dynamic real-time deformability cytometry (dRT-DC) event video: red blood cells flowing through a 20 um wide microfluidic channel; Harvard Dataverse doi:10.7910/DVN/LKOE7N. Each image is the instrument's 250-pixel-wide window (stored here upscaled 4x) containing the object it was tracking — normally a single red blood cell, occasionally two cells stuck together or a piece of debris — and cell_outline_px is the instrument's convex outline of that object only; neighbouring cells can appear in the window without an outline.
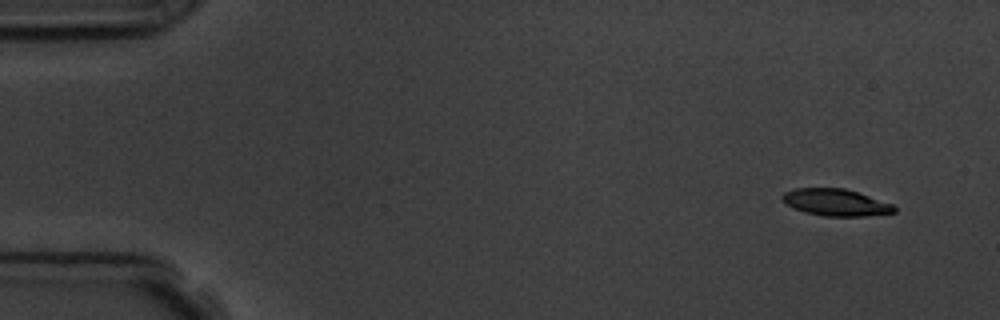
{"species": "common noctule bat (a hibernating species)", "species_latin": "Nyctalus noctula", "temperature_condition": "room temperature", "stored_images_in_passage": 4, "camera_frame_rate_fps": 3000, "um_per_image_px": 0.085, "animal": {"sex": "male", "body_mass_g": 19.5, "forearm_length_mm": 54.6}, "frame": {"image": 1, "passage_image": 1, "time_ms": 0.0, "image_size_px": [1000, 320], "cell_outline_px": [[896, 212], [864, 216], [824, 216], [804, 212], [792, 208], [780, 200], [780, 196], [784, 192], [796, 188], [844, 188], [892, 204], [896, 208]], "centroid_in_image_um": [70.97, 17.21], "position_along_channel_um": 14.0, "area_um2": 17.51}}
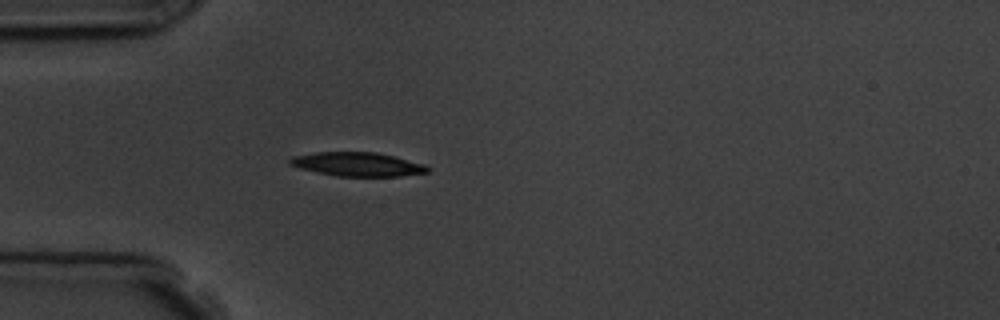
{"frame": {"image": 2, "passage_image": 4, "time_ms": 4.0, "image_size_px": [1000, 320], "cell_outline_px": [[432, 168], [428, 172], [400, 176], [336, 176], [300, 168], [288, 164], [288, 160], [292, 156], [316, 152], [376, 152], [424, 164]], "centroid_in_image_um": [30.38, 13.96], "position_along_channel_um": 54.6, "area_um2": 19.07}}